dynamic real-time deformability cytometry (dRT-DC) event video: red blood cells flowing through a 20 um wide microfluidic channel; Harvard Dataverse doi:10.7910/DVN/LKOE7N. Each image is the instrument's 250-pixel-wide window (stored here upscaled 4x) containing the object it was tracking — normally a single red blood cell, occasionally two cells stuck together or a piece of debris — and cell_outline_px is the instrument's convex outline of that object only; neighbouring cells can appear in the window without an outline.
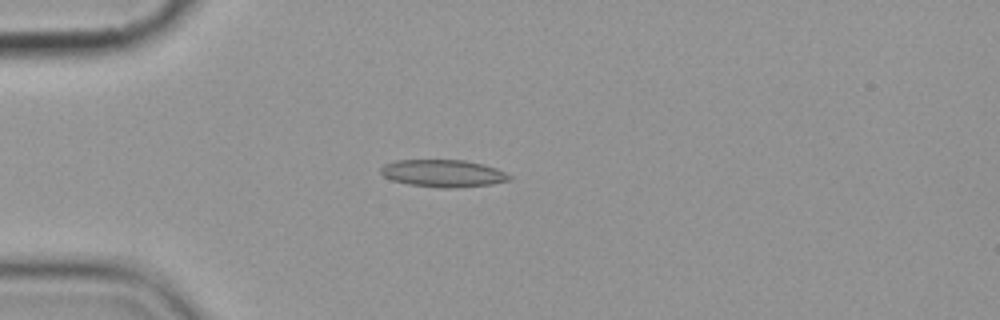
{"species": "common noctule bat (a hibernating species)", "species_latin": "Nyctalus noctula", "temperature_condition": "cold", "stored_images_in_passage": 14, "camera_frame_rate_fps": 3000, "um_per_image_px": 0.085, "animal": {"sex": "female", "body_mass_g": 19.9}, "frame": {"image": 1, "passage_image": 3, "time_ms": 3.333, "image_size_px": [1000, 320], "cell_outline_px": [[512, 180], [492, 184], [448, 188], [440, 188], [408, 184], [392, 180], [384, 176], [380, 172], [380, 168], [384, 164], [396, 160], [464, 160], [484, 164], [496, 168], [512, 176]], "centroid_in_image_um": [37.67, 14.73], "position_along_channel_um": 47.3, "area_um2": 20.52}}
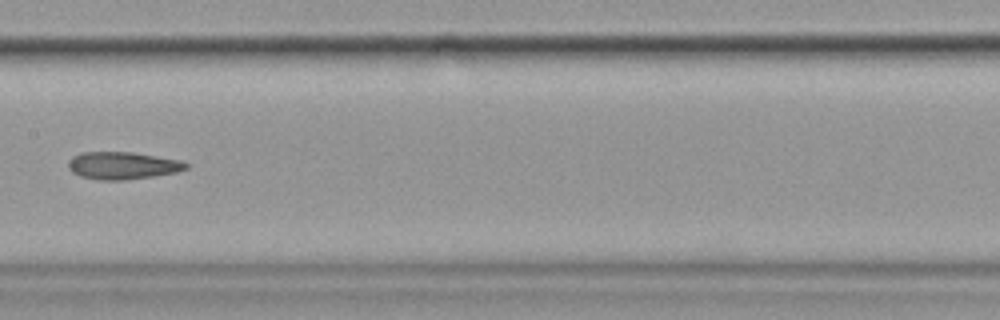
{"frame": {"image": 2, "passage_image": 7, "time_ms": 8.0, "image_size_px": [1000, 320], "cell_outline_px": [[188, 168], [176, 172], [152, 176], [124, 180], [100, 180], [80, 176], [72, 172], [68, 168], [68, 160], [72, 156], [80, 152], [132, 152], [180, 160], [188, 164]], "centroid_in_image_um": [10.38, 14.06], "position_along_channel_um": 197.0, "area_um2": 18.79}}
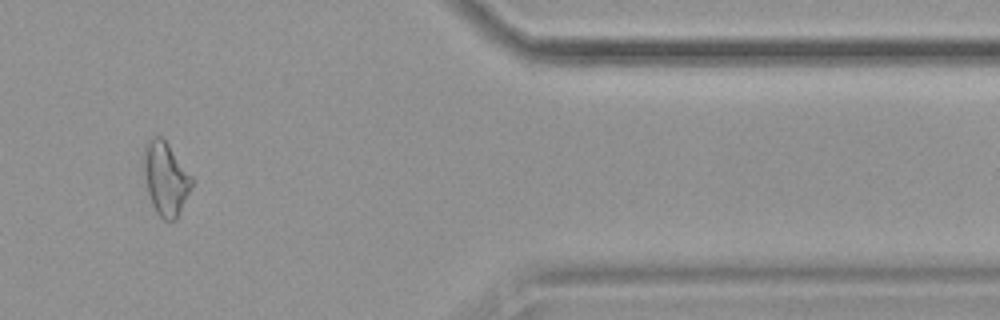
{"frame": {"image": 3, "passage_image": 12, "time_ms": 14.333, "image_size_px": [1000, 320], "cell_outline_px": [[192, 184], [176, 220], [164, 220], [156, 212], [152, 204], [148, 192], [144, 176], [144, 144], [156, 136], [160, 136], [168, 144], [192, 176]], "centroid_in_image_um": [14.07, 15.18], "position_along_channel_um": 397.3, "area_um2": 20.06}}